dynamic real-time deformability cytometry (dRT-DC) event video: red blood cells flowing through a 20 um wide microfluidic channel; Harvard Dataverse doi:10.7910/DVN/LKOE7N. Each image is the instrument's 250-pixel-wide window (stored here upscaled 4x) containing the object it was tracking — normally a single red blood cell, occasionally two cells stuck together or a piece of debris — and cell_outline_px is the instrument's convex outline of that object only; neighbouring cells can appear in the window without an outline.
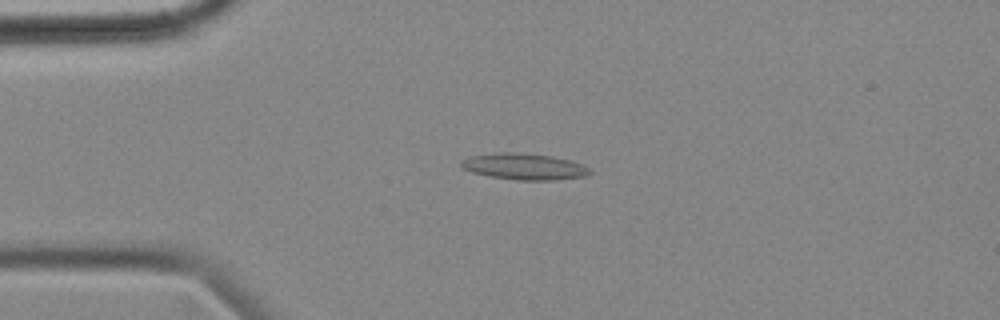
{"species": "common noctule bat (a hibernating species)", "species_latin": "Nyctalus noctula", "temperature_condition": "cold", "stored_images_in_passage": 56, "camera_frame_rate_fps": 3000, "um_per_image_px": 0.085, "animal": {"sex": "female", "body_mass_g": 18.4}, "frame": {"image": 1, "passage_image": 12, "time_ms": 3.667, "image_size_px": [1000, 320], "cell_outline_px": [[592, 172], [584, 176], [552, 180], [520, 180], [492, 176], [472, 172], [464, 168], [460, 164], [460, 160], [472, 156], [500, 152], [504, 152], [552, 156], [568, 160], [580, 164], [588, 168]], "centroid_in_image_um": [44.54, 14.16], "position_along_channel_um": 40.5, "area_um2": 19.13}}
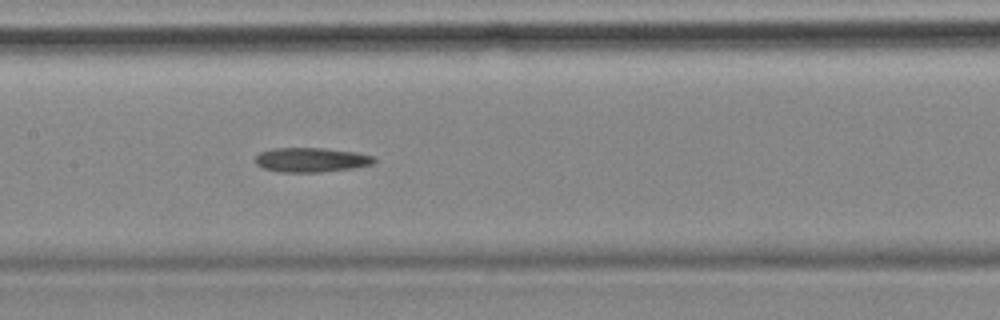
{"frame": {"image": 2, "passage_image": 26, "time_ms": 8.333, "image_size_px": [1000, 320], "cell_outline_px": [[376, 160], [372, 164], [352, 168], [320, 172], [280, 172], [264, 168], [256, 164], [256, 156], [260, 152], [272, 148], [324, 148], [356, 152], [372, 156]], "centroid_in_image_um": [26.43, 13.58], "position_along_channel_um": 181.0, "area_um2": 16.82}}
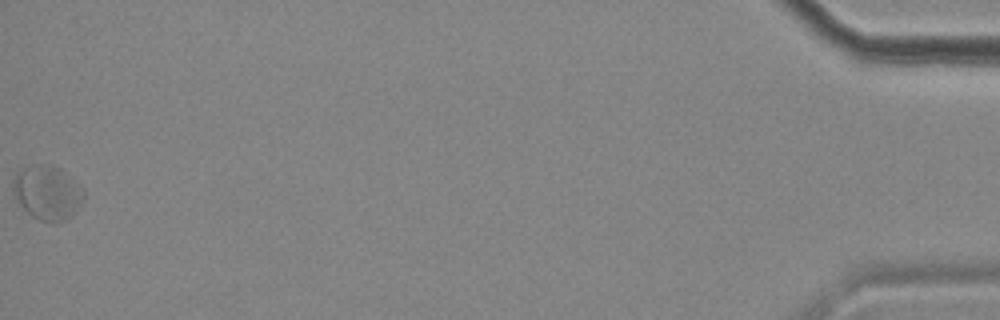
{"frame": {"image": 3, "passage_image": 56, "time_ms": 18.333, "image_size_px": [1000, 320], "cell_outline_px": [[84, 200], [76, 212], [72, 216], [64, 220], [40, 220], [32, 216], [16, 200], [12, 192], [12, 180], [16, 172], [20, 168], [36, 164], [48, 164], [60, 168], [84, 192]], "centroid_in_image_um": [3.98, 16.35], "position_along_channel_um": 431.2, "area_um2": 22.14}, "authors_computed_cell_mechanics": {"area_um2": 18.1781, "velocity_mm_per_s": 3.5071, "shape_relaxation_time_tau1_ms": null, "shape_relaxation_time_tau2_ms": 8.0615, "deformation_change_tau1": null, "deformation_change_tau2": 0.134}}